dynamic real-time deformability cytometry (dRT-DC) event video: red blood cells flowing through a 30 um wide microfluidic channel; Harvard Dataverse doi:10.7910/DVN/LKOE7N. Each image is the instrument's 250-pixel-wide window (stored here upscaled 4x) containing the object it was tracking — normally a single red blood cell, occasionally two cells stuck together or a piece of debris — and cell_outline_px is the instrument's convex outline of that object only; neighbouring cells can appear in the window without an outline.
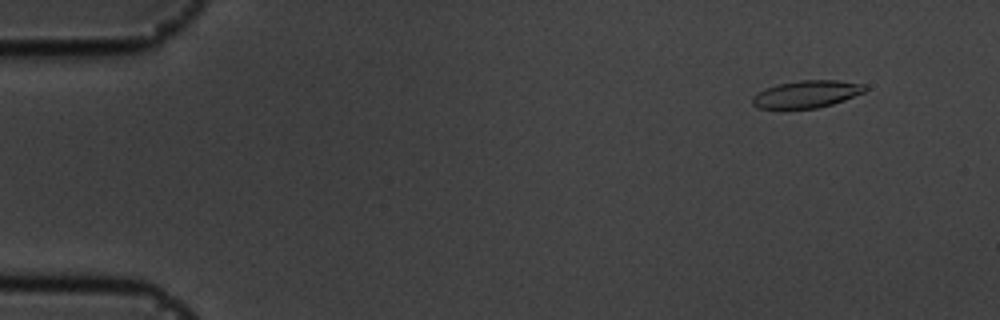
{"species": "common noctule bat (a hibernating species)", "species_latin": "Nyctalus noctula", "temperature_condition": "cold", "stored_images_in_passage": 52, "camera_frame_rate_fps": 3000, "um_per_image_px": 0.085, "animal": {"sex": "male", "body_mass_g": 19.5, "forearm_length_mm": 54.6}, "frame": {"image": 1, "passage_image": 1, "time_ms": 0.0, "image_size_px": [1000, 320], "cell_outline_px": [[868, 88], [864, 92], [844, 100], [832, 104], [816, 108], [756, 108], [752, 104], [752, 96], [768, 88], [780, 84], [800, 80], [836, 80], [864, 84]], "centroid_in_image_um": [68.59, 8.0], "position_along_channel_um": 16.4, "area_um2": 17.63}}
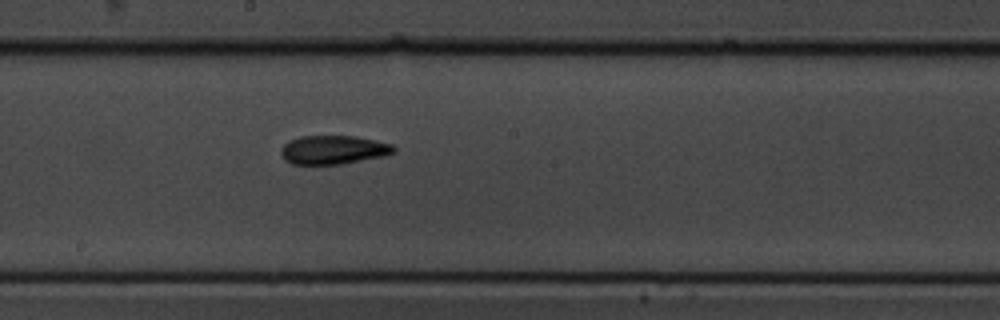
{"frame": {"image": 2, "passage_image": 27, "time_ms": 8.667, "image_size_px": [1000, 320], "cell_outline_px": [[396, 152], [384, 156], [340, 164], [292, 164], [284, 160], [280, 152], [284, 144], [288, 140], [300, 136], [356, 136], [392, 144], [396, 148]], "centroid_in_image_um": [28.33, 12.73], "position_along_channel_um": 219.9, "area_um2": 18.96}}
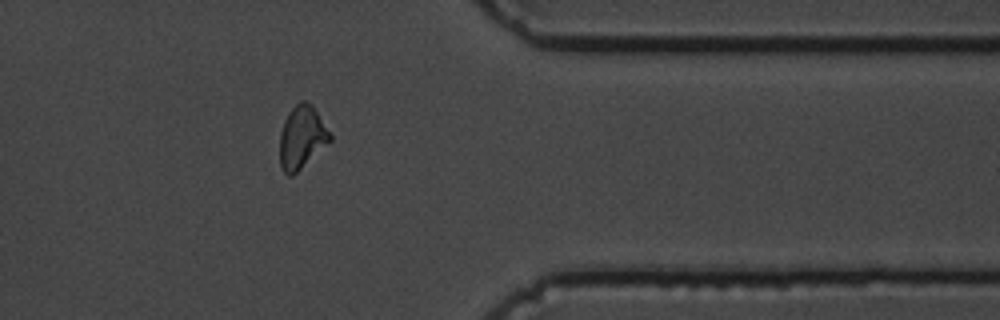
{"frame": {"image": 3, "passage_image": 42, "time_ms": 13.667, "image_size_px": [1000, 320], "cell_outline_px": [[332, 140], [292, 176], [288, 176], [280, 168], [280, 132], [284, 120], [288, 112], [300, 100], [304, 100], [312, 104], [332, 136]], "centroid_in_image_um": [25.64, 11.66], "position_along_channel_um": 385.8, "area_um2": 18.38}, "authors_computed_cell_mechanics": {"area_um2": 18.4671, "velocity_mm_per_s": 3.5646, "shape_relaxation_time_tau1_ms": 7.0238, "shape_relaxation_time_tau2_ms": 2.8326, "deformation_change_tau1": 0.1718, "deformation_change_tau2": 0.0903}}